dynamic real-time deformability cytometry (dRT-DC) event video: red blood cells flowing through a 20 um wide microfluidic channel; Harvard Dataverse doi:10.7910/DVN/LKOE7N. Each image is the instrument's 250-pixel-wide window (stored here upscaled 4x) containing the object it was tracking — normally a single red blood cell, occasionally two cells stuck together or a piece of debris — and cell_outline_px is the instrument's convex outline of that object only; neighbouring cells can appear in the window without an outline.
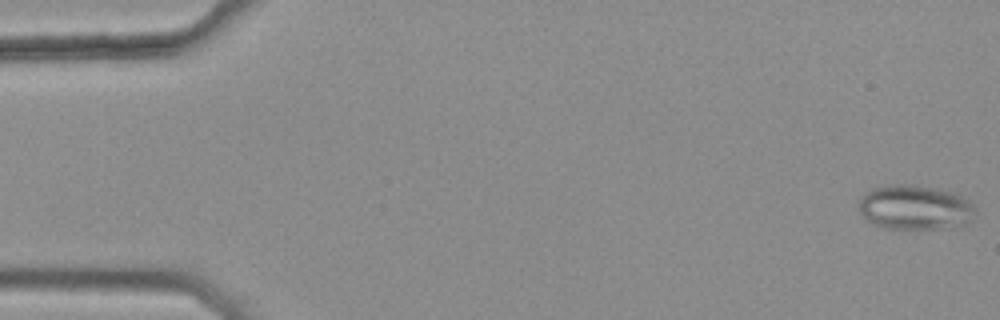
{"species": "common noctule bat (a hibernating species)", "species_latin": "Nyctalus noctula", "temperature_condition": "warm", "stored_images_in_passage": 46, "camera_frame_rate_fps": 3000, "um_per_image_px": 0.085, "animal": {"sex": "female", "body_mass_g": 25.1}, "frame": {"image": 1, "passage_image": 1, "time_ms": 0.0, "image_size_px": [1000, 320], "cell_outline_px": [[976, 212], [968, 224], [960, 228], [884, 228], [868, 220], [860, 212], [860, 200], [864, 192], [872, 188], [892, 184], [916, 184], [952, 192], [968, 200], [976, 208]], "centroid_in_image_um": [77.82, 17.63], "position_along_channel_um": 7.2, "area_um2": 30.46}}
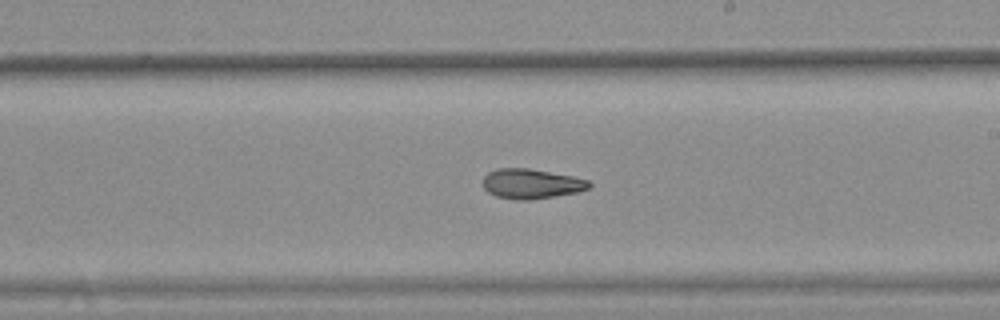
{"frame": {"image": 2, "passage_image": 31, "time_ms": 10.0, "image_size_px": [1000, 320], "cell_outline_px": [[592, 184], [588, 188], [576, 192], [528, 200], [520, 200], [496, 196], [488, 192], [484, 188], [484, 176], [488, 172], [496, 168], [528, 168], [572, 176], [588, 180]], "centroid_in_image_um": [45.14, 15.61], "position_along_channel_um": 243.9, "area_um2": 18.21}}
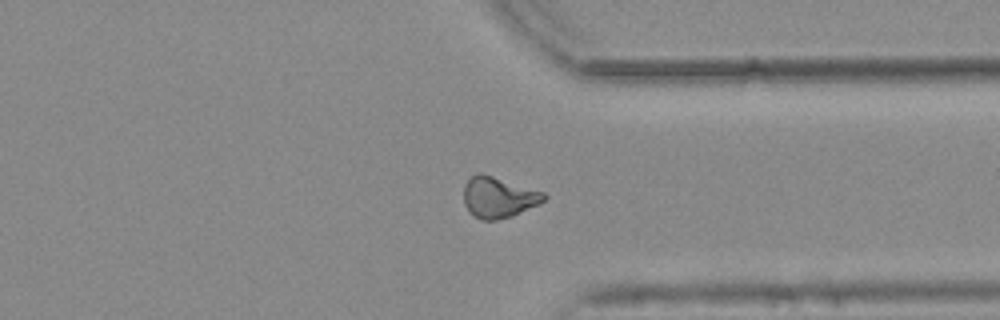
{"frame": {"image": 3, "passage_image": 41, "time_ms": 13.333, "image_size_px": [1000, 320], "cell_outline_px": [[548, 196], [544, 200], [512, 216], [496, 220], [484, 220], [472, 216], [468, 212], [464, 204], [464, 184], [476, 172], [480, 172], [544, 192]], "centroid_in_image_um": [42.32, 16.77], "position_along_channel_um": 369.1, "area_um2": 19.02}, "authors_computed_cell_mechanics": {"area_um2": 18.9873, "velocity_mm_per_s": 3.7867, "shape_relaxation_time_tau1_ms": null, "shape_relaxation_time_tau2_ms": 4.9385, "deformation_change_tau1": null, "deformation_change_tau2": 0.1262}}